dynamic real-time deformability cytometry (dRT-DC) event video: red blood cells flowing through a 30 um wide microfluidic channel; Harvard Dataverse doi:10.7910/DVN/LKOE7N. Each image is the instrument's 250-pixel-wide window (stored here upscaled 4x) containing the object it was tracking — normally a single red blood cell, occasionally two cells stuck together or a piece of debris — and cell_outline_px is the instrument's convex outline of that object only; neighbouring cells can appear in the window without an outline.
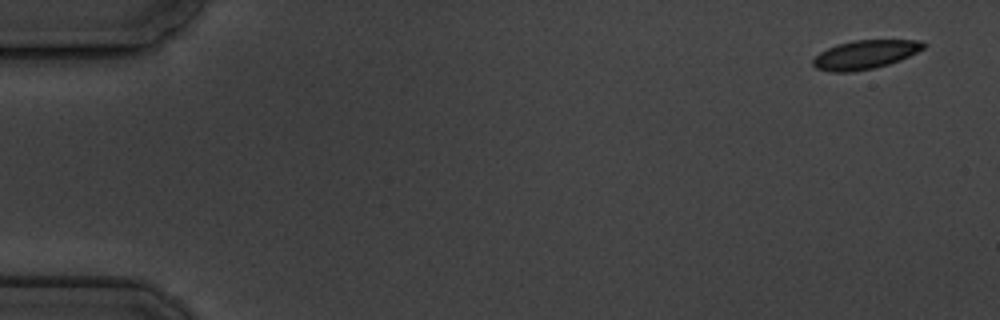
{"species": "common noctule bat (a hibernating species)", "species_latin": "Nyctalus noctula", "temperature_condition": "cold", "stored_images_in_passage": 9, "camera_frame_rate_fps": 3000, "um_per_image_px": 0.085, "animal": {"sex": "male", "body_mass_g": 19.5, "forearm_length_mm": 54.6}, "frame": {"image": 1, "passage_image": 1, "time_ms": 0.0, "image_size_px": [1000, 320], "cell_outline_px": [[928, 44], [924, 48], [900, 60], [888, 64], [872, 68], [852, 72], [828, 72], [816, 68], [812, 64], [812, 60], [820, 52], [836, 44], [852, 40], [920, 40]], "centroid_in_image_um": [73.51, 4.63], "position_along_channel_um": 11.5, "area_um2": 18.55}}
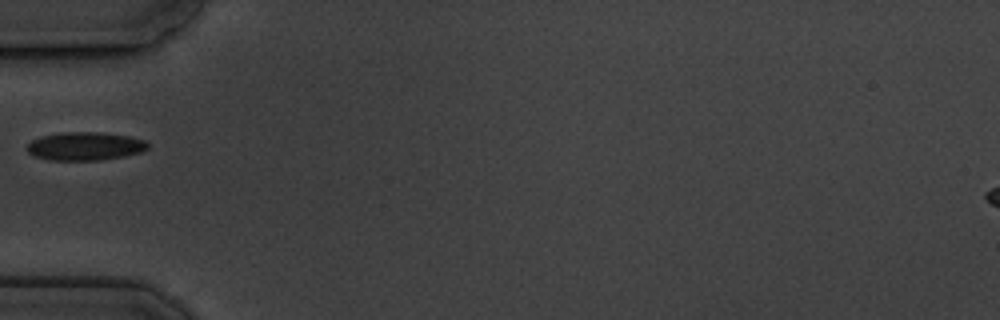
{"frame": {"image": 2, "passage_image": 6, "time_ms": 5.667, "image_size_px": [1000, 320], "cell_outline_px": [[148, 148], [140, 152], [124, 156], [100, 160], [48, 160], [36, 156], [28, 152], [28, 144], [32, 140], [40, 136], [64, 132], [104, 132], [128, 136], [144, 140], [148, 144]], "centroid_in_image_um": [7.23, 12.42], "position_along_channel_um": 77.8, "area_um2": 19.83}}
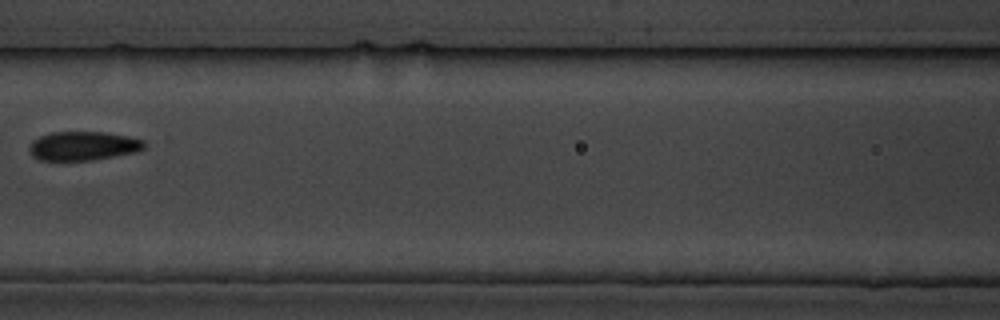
{"frame": {"image": 3, "passage_image": 8, "time_ms": 8.0, "image_size_px": [1000, 320], "cell_outline_px": [[144, 148], [136, 152], [92, 160], [40, 160], [32, 156], [32, 140], [40, 136], [52, 132], [104, 132], [128, 136], [144, 140]], "centroid_in_image_um": [7.1, 12.4], "position_along_channel_um": 159.5, "area_um2": 19.13}}